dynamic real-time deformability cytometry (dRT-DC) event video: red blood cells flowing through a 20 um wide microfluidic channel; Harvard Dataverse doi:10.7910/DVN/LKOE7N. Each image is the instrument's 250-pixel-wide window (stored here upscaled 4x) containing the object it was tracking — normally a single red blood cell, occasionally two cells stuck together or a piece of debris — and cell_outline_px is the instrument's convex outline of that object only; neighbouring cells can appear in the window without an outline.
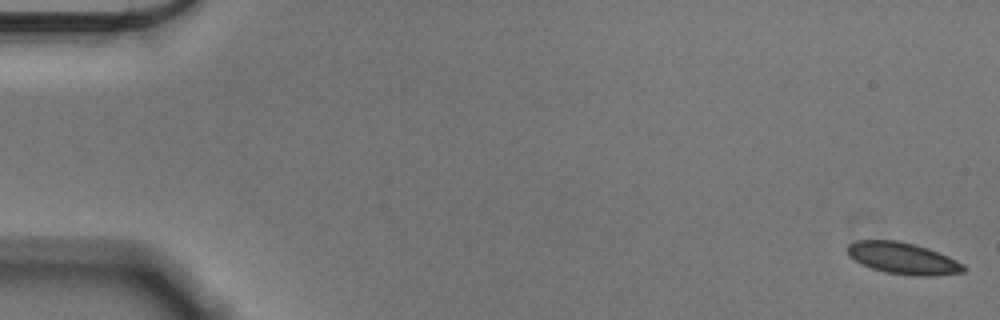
{"species": "Egyptian fruit bat (a non-hibernating species)", "species_latin": "Rousettus aegyptiacus", "temperature_condition": "cold", "stored_images_in_passage": 27, "camera_frame_rate_fps": 3000, "um_per_image_px": 0.085, "animal": {"sex": "male"}, "frame": {"image": 1, "passage_image": 1, "time_ms": 0.0, "image_size_px": [1000, 320], "cell_outline_px": [[968, 268], [964, 272], [932, 276], [916, 276], [884, 272], [860, 264], [848, 256], [848, 244], [856, 240], [896, 240], [928, 248], [948, 256], [964, 264]], "centroid_in_image_um": [76.75, 21.96], "position_along_channel_um": 8.2, "area_um2": 21.5}}
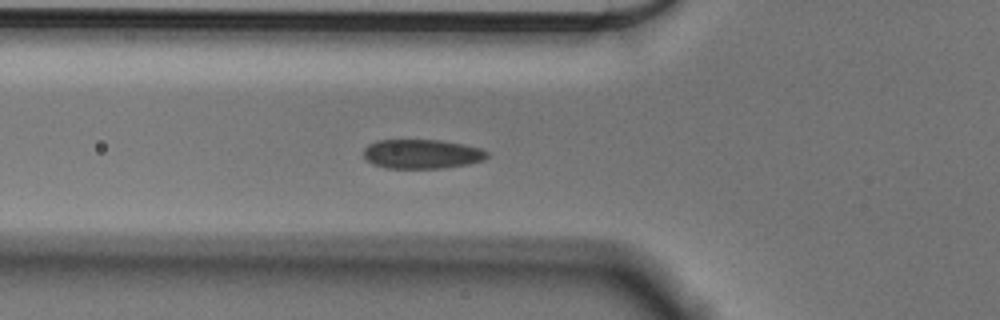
{"frame": {"image": 2, "passage_image": 20, "time_ms": 6.333, "image_size_px": [1000, 320], "cell_outline_px": [[488, 156], [484, 160], [468, 164], [440, 168], [384, 168], [372, 164], [364, 156], [364, 148], [368, 144], [376, 140], [440, 140], [464, 144], [480, 148], [488, 152]], "centroid_in_image_um": [35.85, 13.08], "position_along_channel_um": 90.0, "area_um2": 21.15}}
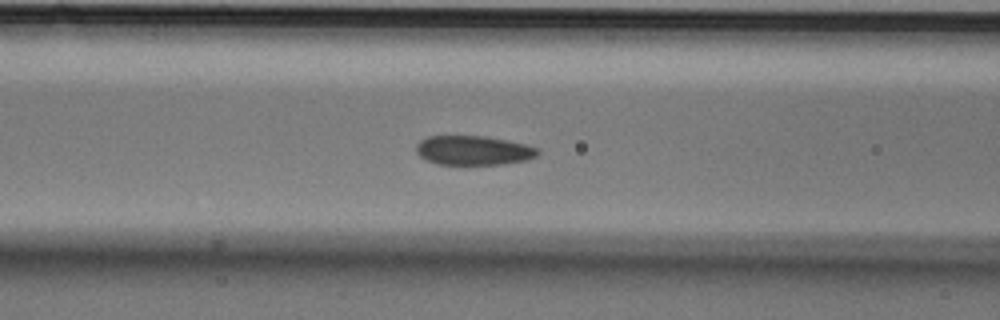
{"frame": {"image": 3, "passage_image": 23, "time_ms": 7.333, "image_size_px": [1000, 320], "cell_outline_px": [[540, 152], [536, 156], [524, 160], [504, 164], [436, 164], [420, 156], [416, 152], [416, 144], [420, 140], [428, 136], [488, 136], [508, 140], [540, 148]], "centroid_in_image_um": [40.24, 12.77], "position_along_channel_um": 126.4, "area_um2": 20.81}}